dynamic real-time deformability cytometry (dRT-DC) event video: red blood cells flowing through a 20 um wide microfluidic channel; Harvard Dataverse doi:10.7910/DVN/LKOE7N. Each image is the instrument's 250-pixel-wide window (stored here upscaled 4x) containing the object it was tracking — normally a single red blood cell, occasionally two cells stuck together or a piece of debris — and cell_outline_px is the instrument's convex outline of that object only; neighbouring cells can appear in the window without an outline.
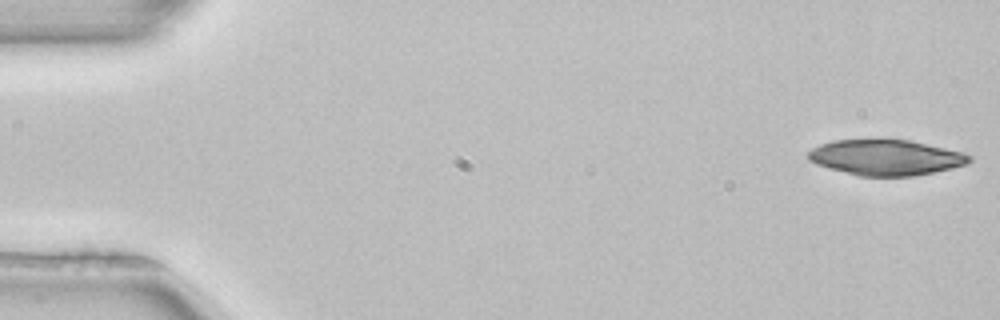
{"species": "common noctule bat (a hibernating species)", "species_latin": "Nyctalus noctula", "temperature_condition": "room temperature", "stored_images_in_passage": 14, "camera_frame_rate_fps": 3000, "um_per_image_px": 0.085, "animal": {"sex": "female", "body_mass_g": 22.7, "forearm_length_mm": 54.2}, "frame": {"image": 1, "passage_image": 1, "time_ms": 0.0, "image_size_px": [1000, 320], "cell_outline_px": [[972, 160], [968, 164], [952, 168], [912, 176], [860, 176], [828, 168], [816, 164], [808, 160], [808, 152], [812, 148], [820, 144], [836, 140], [880, 136], [912, 140], [964, 152], [972, 156]], "centroid_in_image_um": [75.3, 13.33], "position_along_channel_um": 9.7, "area_um2": 34.51}}